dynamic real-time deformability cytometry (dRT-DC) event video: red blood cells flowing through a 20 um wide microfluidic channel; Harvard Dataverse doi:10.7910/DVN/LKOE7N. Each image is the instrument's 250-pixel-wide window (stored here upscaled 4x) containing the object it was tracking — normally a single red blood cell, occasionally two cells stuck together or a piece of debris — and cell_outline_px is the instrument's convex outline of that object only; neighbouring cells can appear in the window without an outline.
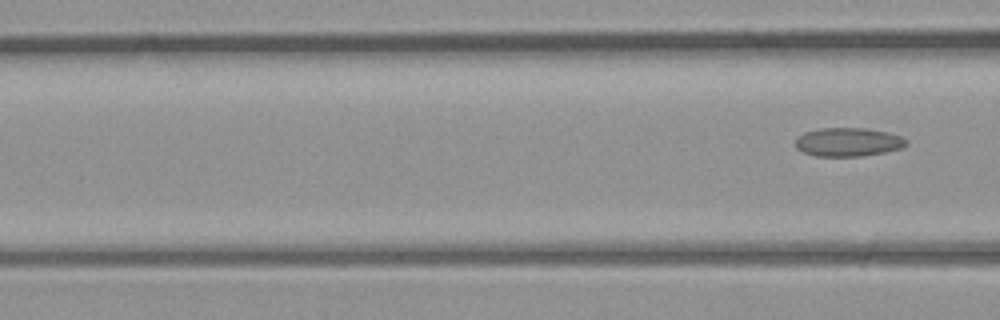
{"species": "common noctule bat (a hibernating species)", "species_latin": "Nyctalus noctula", "temperature_condition": "room temperature", "stored_images_in_passage": 8, "segment_of_instrument_passage": [2, 2], "camera_frame_rate_fps": 3000, "um_per_image_px": 0.085, "animal": {"sex": "male", "body_mass_g": 23.1, "forearm_length_mm": 52.7}, "frame": {"image": 1, "passage_image": 8, "time_ms": 9.0, "image_size_px": [1000, 320], "cell_outline_px": [[908, 144], [900, 148], [884, 152], [864, 156], [816, 156], [804, 152], [796, 148], [796, 140], [804, 132], [820, 128], [864, 128], [888, 132], [900, 136], [908, 140]], "centroid_in_image_um": [72.11, 12.07], "position_along_channel_um": 94.5, "area_um2": 18.44}}